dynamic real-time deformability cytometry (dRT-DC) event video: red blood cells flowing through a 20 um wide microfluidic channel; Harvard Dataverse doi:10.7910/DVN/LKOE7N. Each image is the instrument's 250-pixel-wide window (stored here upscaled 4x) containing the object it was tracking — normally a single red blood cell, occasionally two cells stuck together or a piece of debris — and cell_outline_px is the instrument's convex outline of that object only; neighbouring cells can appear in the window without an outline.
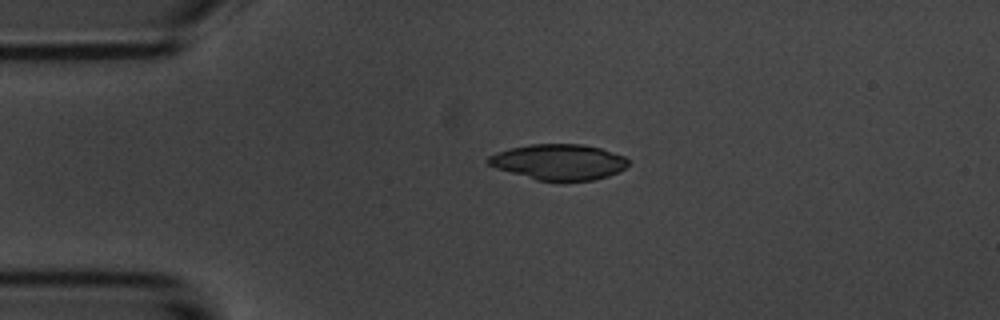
{"species": "common noctule bat (a hibernating species)", "species_latin": "Nyctalus noctula", "temperature_condition": "room temperature", "stored_images_in_passage": 2, "camera_frame_rate_fps": 3000, "um_per_image_px": 0.085, "animal": {"sex": "male", "body_mass_g": 20.1, "forearm_length_mm": 53.5}, "frame": {"image": 1, "passage_image": 1, "time_ms": 0.0, "image_size_px": [1000, 320], "cell_outline_px": [[628, 164], [624, 168], [608, 176], [592, 180], [560, 184], [536, 180], [496, 168], [488, 164], [488, 156], [496, 152], [512, 148], [532, 144], [580, 144], [600, 148], [624, 156], [628, 160]], "centroid_in_image_um": [47.49, 13.81], "position_along_channel_um": 37.5, "area_um2": 29.48}}